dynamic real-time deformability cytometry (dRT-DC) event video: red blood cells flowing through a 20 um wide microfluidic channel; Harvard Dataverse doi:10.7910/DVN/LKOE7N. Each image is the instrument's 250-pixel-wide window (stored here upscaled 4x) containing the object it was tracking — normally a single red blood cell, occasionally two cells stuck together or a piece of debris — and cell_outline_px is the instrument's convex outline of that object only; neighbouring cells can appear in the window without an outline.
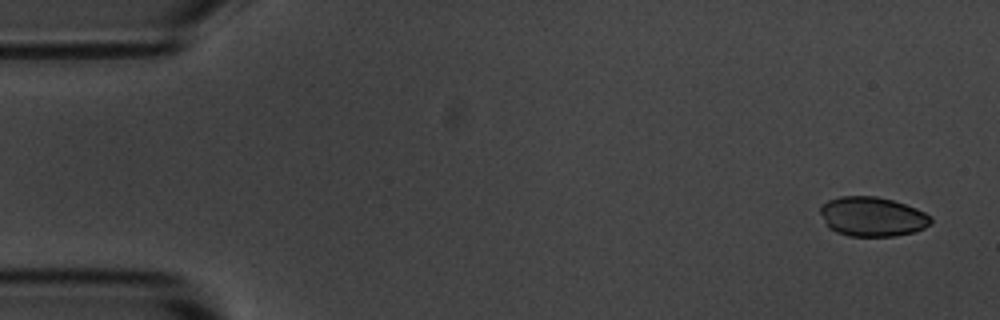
{"species": "common noctule bat (a hibernating species)", "species_latin": "Nyctalus noctula", "temperature_condition": "room temperature", "stored_images_in_passage": 54, "camera_frame_rate_fps": 3000, "um_per_image_px": 0.085, "animal": {"sex": "male", "body_mass_g": 20.1, "forearm_length_mm": 53.5}, "frame": {"image": 1, "passage_image": 1, "time_ms": 0.0, "image_size_px": [1000, 320], "cell_outline_px": [[932, 224], [924, 228], [912, 232], [896, 236], [848, 236], [836, 232], [828, 228], [820, 212], [820, 208], [828, 200], [840, 196], [876, 196], [892, 200], [916, 208], [932, 216]], "centroid_in_image_um": [74.16, 18.42], "position_along_channel_um": 10.8, "area_um2": 25.49}}
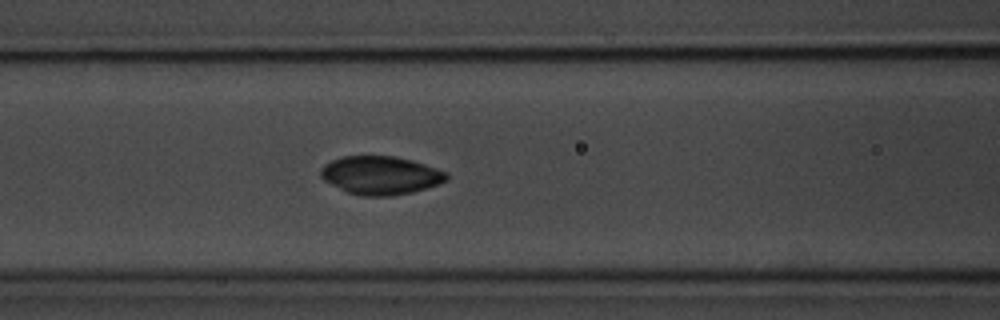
{"frame": {"image": 2, "passage_image": 21, "time_ms": 6.667, "image_size_px": [1000, 320], "cell_outline_px": [[448, 180], [428, 188], [412, 192], [392, 196], [360, 196], [348, 192], [324, 180], [320, 176], [320, 168], [324, 164], [340, 156], [396, 156], [412, 160], [448, 172]], "centroid_in_image_um": [32.36, 14.9], "position_along_channel_um": 134.2, "area_um2": 28.26}}
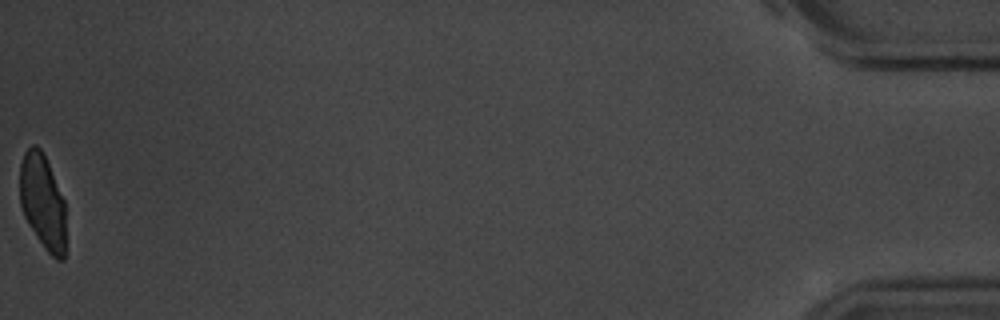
{"frame": {"image": 3, "passage_image": 54, "time_ms": 17.667, "image_size_px": [1000, 320], "cell_outline_px": [[64, 260], [56, 260], [44, 248], [28, 224], [24, 216], [20, 204], [20, 164], [24, 152], [32, 144], [36, 144], [40, 148], [48, 164], [64, 200]], "centroid_in_image_um": [3.6, 17.15], "position_along_channel_um": 431.6, "area_um2": 25.2}}